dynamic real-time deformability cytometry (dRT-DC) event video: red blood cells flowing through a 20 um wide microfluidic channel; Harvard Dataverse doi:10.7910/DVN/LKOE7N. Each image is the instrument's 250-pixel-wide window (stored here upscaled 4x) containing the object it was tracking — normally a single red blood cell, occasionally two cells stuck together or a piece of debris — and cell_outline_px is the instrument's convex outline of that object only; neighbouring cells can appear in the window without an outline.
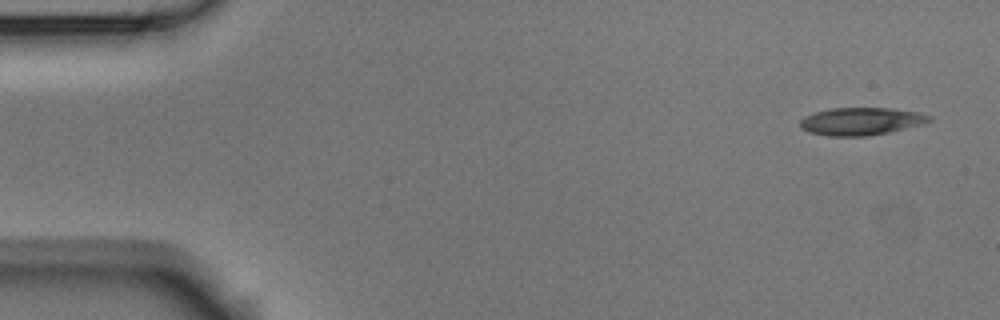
{"species": "Egyptian fruit bat (a non-hibernating species)", "species_latin": "Rousettus aegyptiacus", "temperature_condition": "room temperature", "stored_images_in_passage": 8, "camera_frame_rate_fps": 3000, "um_per_image_px": 0.085, "animal": {"sex": "male"}, "frame": {"image": 1, "passage_image": 1, "time_ms": 0.0, "image_size_px": [1000, 320], "cell_outline_px": [[932, 120], [924, 124], [888, 132], [864, 136], [828, 136], [808, 132], [800, 128], [800, 120], [804, 116], [816, 112], [832, 108], [892, 108], [920, 112], [932, 116]], "centroid_in_image_um": [73.2, 10.31], "position_along_channel_um": 11.8, "area_um2": 20.87}}
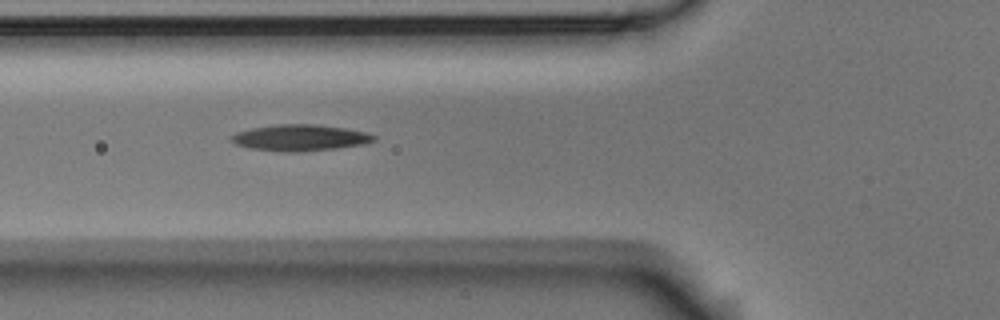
{"frame": {"image": 2, "passage_image": 6, "time_ms": 5.667, "image_size_px": [1000, 320], "cell_outline_px": [[376, 140], [364, 144], [336, 148], [300, 152], [280, 152], [248, 148], [236, 144], [228, 140], [228, 136], [236, 132], [252, 128], [276, 124], [316, 124], [344, 128], [364, 132], [376, 136]], "centroid_in_image_um": [25.43, 11.71], "position_along_channel_um": 100.4, "area_um2": 22.02}}
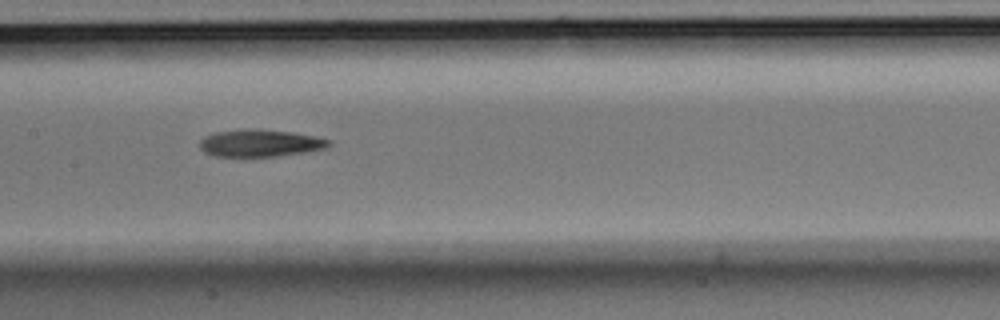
{"frame": {"image": 3, "passage_image": 8, "time_ms": 8.0, "image_size_px": [1000, 320], "cell_outline_px": [[332, 144], [324, 148], [308, 152], [276, 156], [216, 156], [204, 152], [200, 148], [200, 140], [204, 136], [216, 132], [292, 132], [312, 136], [328, 140]], "centroid_in_image_um": [22.12, 12.22], "position_along_channel_um": 185.3, "area_um2": 19.19}}